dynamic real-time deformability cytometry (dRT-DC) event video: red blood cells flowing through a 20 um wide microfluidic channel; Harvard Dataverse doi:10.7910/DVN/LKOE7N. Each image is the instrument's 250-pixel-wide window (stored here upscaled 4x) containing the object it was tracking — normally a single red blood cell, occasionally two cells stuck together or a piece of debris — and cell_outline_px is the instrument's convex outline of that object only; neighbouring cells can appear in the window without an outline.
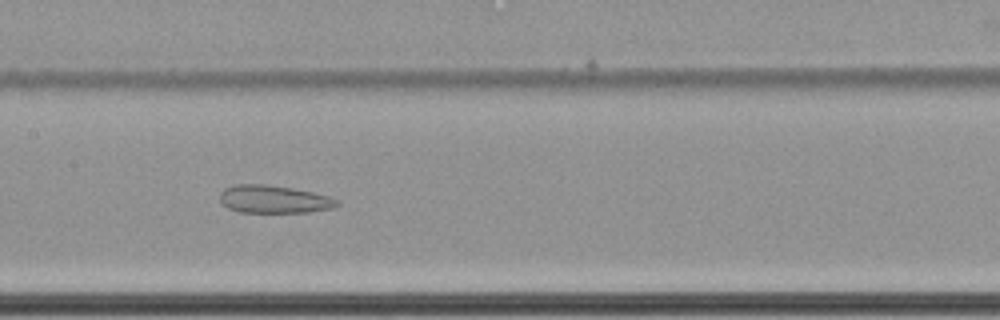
{"species": "common noctule bat (a hibernating species)", "species_latin": "Nyctalus noctula", "temperature_condition": "cold", "stored_images_in_passage": 65, "camera_frame_rate_fps": 3000, "um_per_image_px": 0.085, "animal": {"sex": "female", "body_mass_g": 22.7, "forearm_length_mm": 54.2}, "frame": {"image": 1, "passage_image": 36, "time_ms": 11.667, "image_size_px": [1000, 320], "cell_outline_px": [[340, 204], [332, 208], [308, 212], [240, 212], [228, 208], [220, 204], [220, 192], [224, 188], [232, 184], [264, 184], [292, 188], [332, 196], [340, 200]], "centroid_in_image_um": [23.27, 16.93], "position_along_channel_um": 184.1, "area_um2": 19.25}}
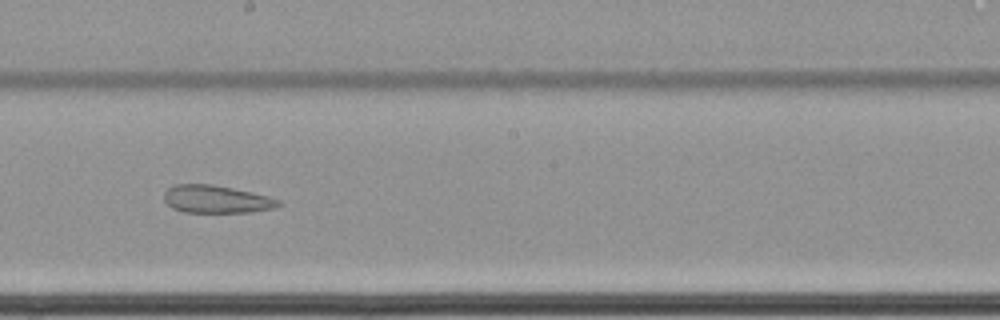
{"frame": {"image": 2, "passage_image": 40, "time_ms": 13.0, "image_size_px": [1000, 320], "cell_outline_px": [[284, 204], [276, 208], [252, 212], [184, 212], [172, 208], [164, 200], [164, 192], [172, 184], [212, 184], [252, 192], [268, 196], [280, 200]], "centroid_in_image_um": [18.41, 16.93], "position_along_channel_um": 229.8, "area_um2": 18.67}}
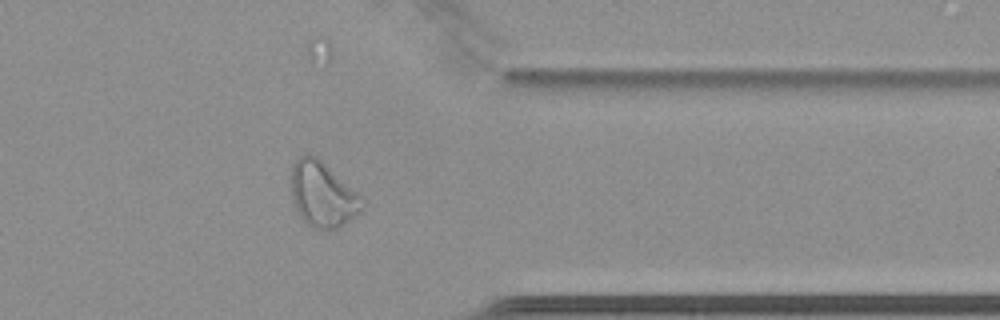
{"frame": {"image": 3, "passage_image": 54, "time_ms": 17.667, "image_size_px": [1000, 320], "cell_outline_px": [[364, 208], [356, 216], [344, 224], [328, 232], [320, 232], [304, 224], [300, 220], [292, 200], [288, 180], [292, 164], [300, 156], [308, 152], [316, 156], [364, 204]], "centroid_in_image_um": [27.28, 16.6], "position_along_channel_um": 384.1, "area_um2": 27.05}, "authors_computed_cell_mechanics": {"area_um2": 28.9, "velocity_mm_per_s": 3.4375, "shape_relaxation_time_tau1_ms": null, "shape_relaxation_time_tau2_ms": 1.8326, "deformation_change_tau1": null, "deformation_change_tau2": 0.0856}}